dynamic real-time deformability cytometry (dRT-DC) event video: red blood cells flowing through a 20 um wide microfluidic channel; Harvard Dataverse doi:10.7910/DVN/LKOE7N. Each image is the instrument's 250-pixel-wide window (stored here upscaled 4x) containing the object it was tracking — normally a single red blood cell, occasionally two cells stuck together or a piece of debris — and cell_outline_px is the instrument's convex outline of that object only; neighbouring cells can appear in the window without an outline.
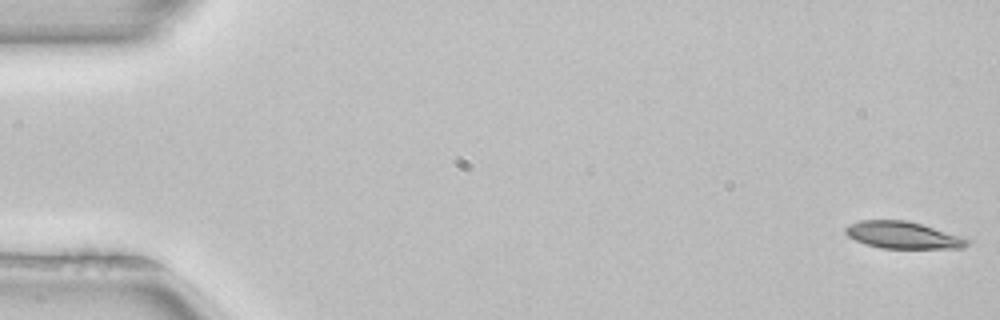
{"species": "common noctule bat (a hibernating species)", "species_latin": "Nyctalus noctula", "temperature_condition": "room temperature", "stored_images_in_passage": 52, "camera_frame_rate_fps": 3000, "um_per_image_px": 0.085, "animal": {"sex": "female", "body_mass_g": 22.7, "forearm_length_mm": 54.2}, "frame": {"image": 1, "passage_image": 1, "time_ms": 0.0, "image_size_px": [1000, 320], "cell_outline_px": [[972, 240], [964, 248], [880, 248], [856, 240], [848, 236], [844, 232], [844, 228], [848, 224], [860, 220], [908, 220], [968, 236]], "centroid_in_image_um": [76.85, 19.97], "position_along_channel_um": 8.2, "area_um2": 19.65}}
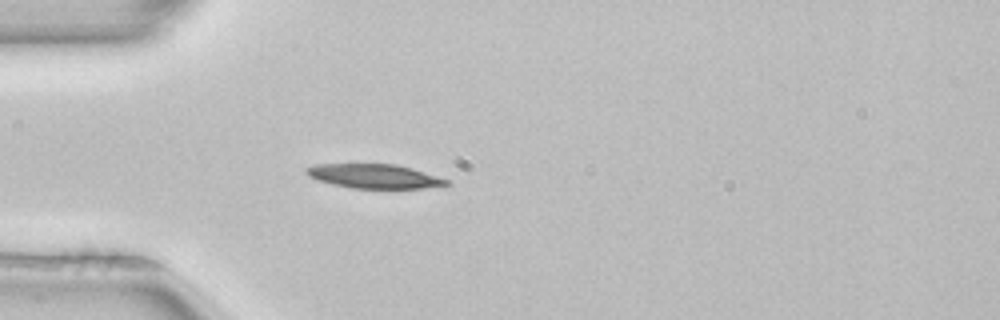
{"frame": {"image": 2, "passage_image": 15, "time_ms": 4.667, "image_size_px": [1000, 320], "cell_outline_px": [[452, 184], [424, 188], [352, 188], [332, 184], [316, 180], [308, 176], [304, 172], [304, 168], [316, 164], [396, 164], [412, 168], [448, 180]], "centroid_in_image_um": [31.76, 14.97], "position_along_channel_um": 53.2, "area_um2": 19.77}}
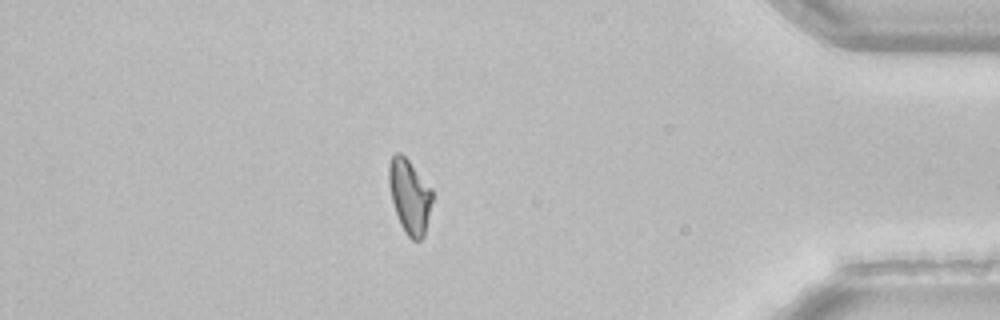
{"frame": {"image": 3, "passage_image": 45, "time_ms": 14.667, "image_size_px": [1000, 320], "cell_outline_px": [[432, 200], [424, 236], [420, 240], [412, 240], [404, 232], [400, 224], [392, 200], [388, 184], [388, 164], [392, 156], [396, 152], [400, 152], [408, 160], [432, 188]], "centroid_in_image_um": [34.8, 16.67], "position_along_channel_um": 400.4, "area_um2": 18.73}, "authors_computed_cell_mechanics": {"area_um2": 19.5942, "velocity_mm_per_s": 3.9641, "shape_relaxation_time_tau1_ms": 5.9926, "shape_relaxation_time_tau2_ms": null, "deformation_change_tau1": 0.1519, "deformation_change_tau2": null}}